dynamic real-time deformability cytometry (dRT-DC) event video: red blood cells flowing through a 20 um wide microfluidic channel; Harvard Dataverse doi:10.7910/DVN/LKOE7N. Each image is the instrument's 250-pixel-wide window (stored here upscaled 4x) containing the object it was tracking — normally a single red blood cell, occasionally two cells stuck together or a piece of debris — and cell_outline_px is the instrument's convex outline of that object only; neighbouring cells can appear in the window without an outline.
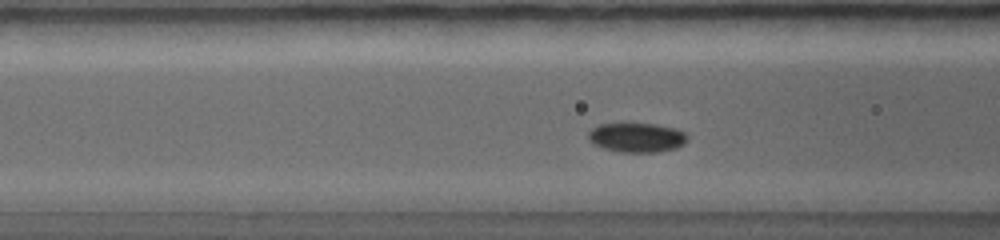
{"species": "common noctule bat (a hibernating species)", "species_latin": "Nyctalus noctula", "temperature_condition": "warm", "stored_images_in_passage": 21, "camera_frame_rate_fps": 5000, "um_per_image_px": 0.085, "animal": {"sex": "female", "body_mass_g": 19.0, "forearm_length_mm": 56.7}, "frame": {"image": 1, "passage_image": 10, "time_ms": 2.4, "image_size_px": [1000, 240], "cell_outline_px": [[688, 136], [684, 144], [676, 148], [660, 152], [620, 152], [604, 148], [588, 140], [588, 132], [592, 128], [600, 124], [624, 120], [656, 124], [676, 128], [684, 132]], "centroid_in_image_um": [54.11, 11.63], "position_along_channel_um": 112.5, "area_um2": 17.74}}
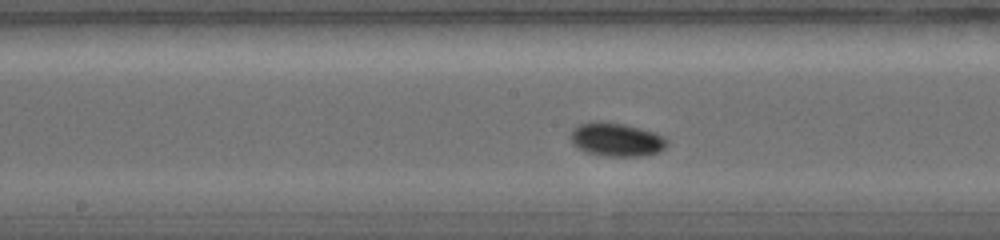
{"frame": {"image": 2, "passage_image": 15, "time_ms": 3.8, "image_size_px": [1000, 240], "cell_outline_px": [[668, 144], [660, 152], [644, 156], [608, 156], [588, 152], [580, 148], [572, 140], [572, 128], [580, 124], [592, 120], [600, 120], [624, 124], [652, 132], [668, 140]], "centroid_in_image_um": [52.41, 11.85], "position_along_channel_um": 195.8, "area_um2": 18.61}}
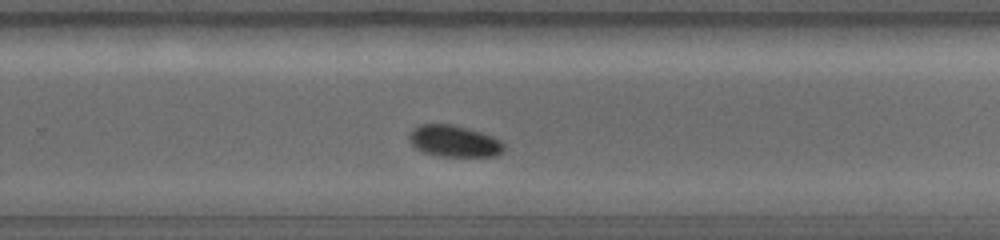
{"frame": {"image": 3, "passage_image": 21, "time_ms": 5.4, "image_size_px": [1000, 240], "cell_outline_px": [[504, 148], [496, 156], [440, 156], [424, 152], [416, 148], [408, 140], [408, 132], [412, 128], [420, 124], [452, 124], [480, 132], [492, 136], [500, 140], [504, 144]], "centroid_in_image_um": [38.55, 11.98], "position_along_channel_um": 291.2, "area_um2": 17.4}}